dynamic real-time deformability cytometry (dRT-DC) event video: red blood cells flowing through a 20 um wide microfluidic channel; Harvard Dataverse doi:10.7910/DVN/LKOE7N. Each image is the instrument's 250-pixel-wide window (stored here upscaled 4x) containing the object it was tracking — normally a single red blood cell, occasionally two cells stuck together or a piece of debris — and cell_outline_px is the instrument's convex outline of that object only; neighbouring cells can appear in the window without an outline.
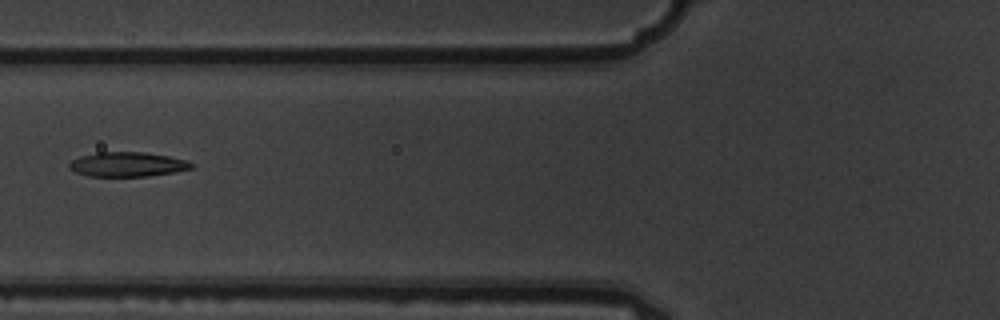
{"species": "common noctule bat (a hibernating species)", "species_latin": "Nyctalus noctula", "temperature_condition": "warm", "stored_images_in_passage": 7, "camera_frame_rate_fps": 3000, "um_per_image_px": 0.085, "animal": {"sex": "male", "body_mass_g": 19.5, "forearm_length_mm": 54.6}, "frame": {"image": 1, "passage_image": 3, "time_ms": 0.667, "image_size_px": [1000, 320], "cell_outline_px": [[196, 164], [192, 168], [172, 172], [148, 176], [88, 176], [76, 172], [68, 168], [68, 164], [72, 160], [80, 156], [96, 152], [144, 152], [168, 156], [188, 160]], "centroid_in_image_um": [10.83, 13.96], "position_along_channel_um": 115.0, "area_um2": 17.51}}
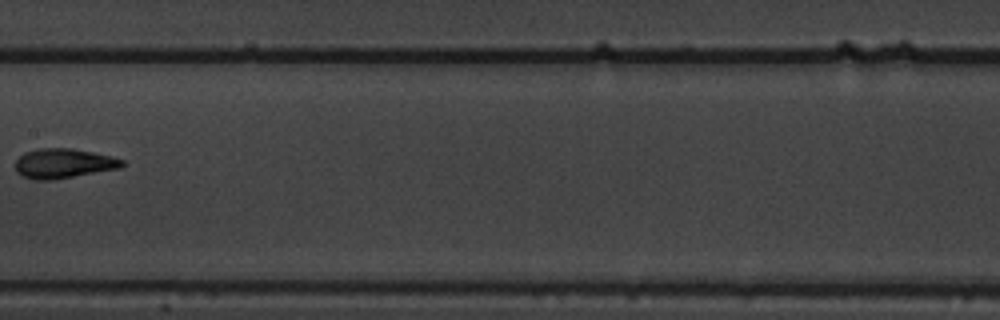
{"frame": {"image": 2, "passage_image": 5, "time_ms": 1.333, "image_size_px": [1000, 320], "cell_outline_px": [[124, 164], [120, 168], [52, 180], [36, 180], [24, 176], [16, 172], [16, 160], [24, 152], [40, 148], [72, 148], [112, 156], [124, 160]], "centroid_in_image_um": [5.4, 13.88], "position_along_channel_um": 202.0, "area_um2": 18.38}}
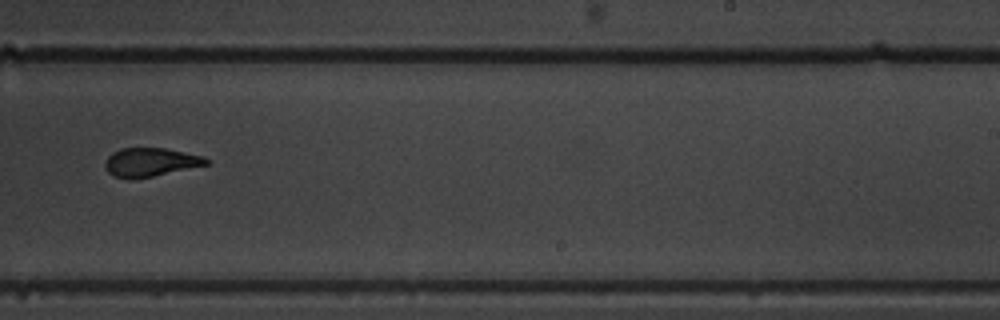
{"frame": {"image": 3, "passage_image": 7, "time_ms": 2.0, "image_size_px": [1000, 320], "cell_outline_px": [[212, 160], [208, 164], [152, 176], [132, 180], [128, 180], [112, 176], [104, 168], [104, 164], [108, 156], [112, 152], [120, 148], [164, 148], [204, 156]], "centroid_in_image_um": [12.74, 13.79], "position_along_channel_um": 276.3, "area_um2": 17.05}}